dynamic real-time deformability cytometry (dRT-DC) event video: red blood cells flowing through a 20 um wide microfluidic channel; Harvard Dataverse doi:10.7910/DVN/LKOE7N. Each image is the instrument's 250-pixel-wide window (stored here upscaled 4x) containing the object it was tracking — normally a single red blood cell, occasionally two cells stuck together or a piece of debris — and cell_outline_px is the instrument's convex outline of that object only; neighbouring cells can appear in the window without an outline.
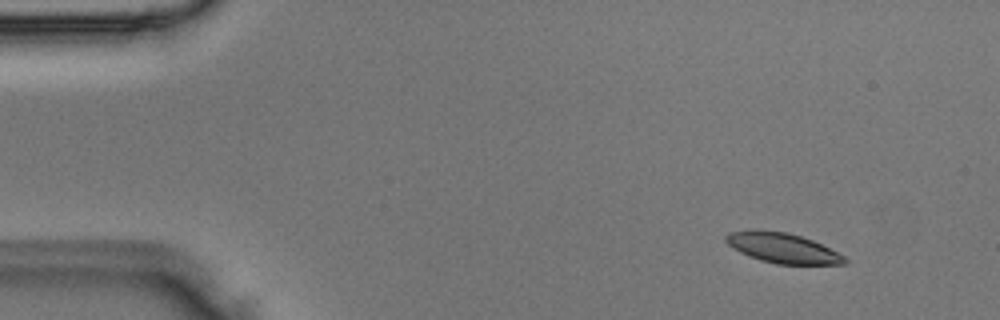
{"species": "Egyptian fruit bat (a non-hibernating species)", "species_latin": "Rousettus aegyptiacus", "temperature_condition": "room temperature", "stored_images_in_passage": 6, "camera_frame_rate_fps": 3000, "um_per_image_px": 0.085, "animal": {"sex": "male"}, "frame": {"image": 1, "passage_image": 1, "time_ms": 0.0, "image_size_px": [1000, 320], "cell_outline_px": [[848, 260], [844, 264], [776, 264], [760, 260], [748, 256], [732, 248], [724, 240], [724, 236], [728, 232], [756, 228], [788, 232], [812, 240], [844, 256]], "centroid_in_image_um": [66.43, 21.05], "position_along_channel_um": 18.6, "area_um2": 20.98}}
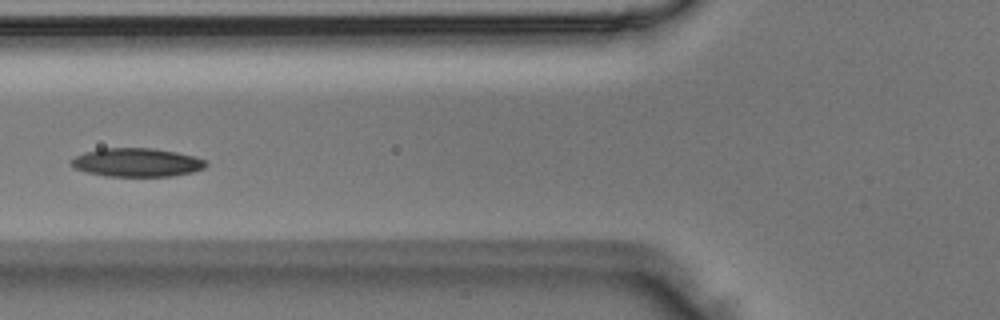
{"frame": {"image": 2, "passage_image": 5, "time_ms": 1.333, "image_size_px": [1000, 320], "cell_outline_px": [[208, 164], [204, 168], [192, 172], [172, 176], [104, 176], [72, 168], [72, 160], [76, 156], [84, 152], [100, 148], [152, 148], [176, 152], [196, 156], [208, 160]], "centroid_in_image_um": [11.66, 13.8], "position_along_channel_um": 114.1, "area_um2": 22.54}}
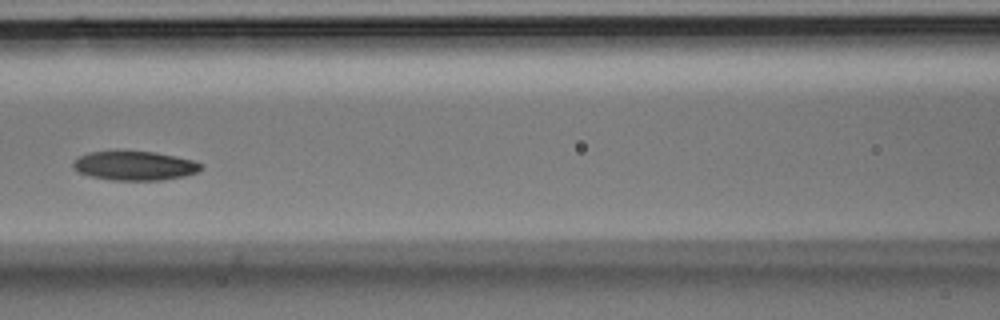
{"frame": {"image": 3, "passage_image": 6, "time_ms": 1.667, "image_size_px": [1000, 320], "cell_outline_px": [[204, 168], [200, 172], [184, 176], [160, 180], [112, 180], [92, 176], [80, 172], [72, 168], [72, 160], [88, 152], [116, 148], [156, 152], [196, 160], [204, 164]], "centroid_in_image_um": [11.46, 14.03], "position_along_channel_um": 155.1, "area_um2": 22.77}}